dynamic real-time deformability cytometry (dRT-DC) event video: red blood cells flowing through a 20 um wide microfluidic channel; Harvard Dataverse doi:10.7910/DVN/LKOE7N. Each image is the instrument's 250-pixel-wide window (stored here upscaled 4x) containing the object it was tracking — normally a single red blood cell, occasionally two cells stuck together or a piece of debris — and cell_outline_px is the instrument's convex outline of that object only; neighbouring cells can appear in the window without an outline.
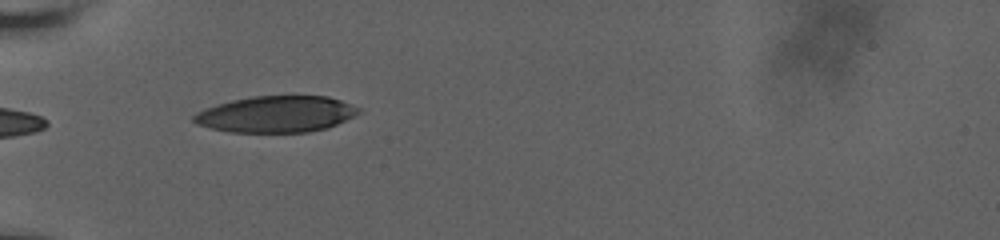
{"species": "human", "species_latin": "Homo sapiens", "temperature_condition": "room temperature", "stored_images_in_passage": 3, "camera_frame_rate_fps": 3000, "um_per_image_px": 0.085, "donor": {"sex": "male"}, "frame": {"image": 1, "passage_image": 1, "time_ms": 0.0, "image_size_px": [1000, 240], "cell_outline_px": [[360, 112], [328, 128], [308, 132], [232, 132], [212, 128], [196, 124], [192, 120], [192, 116], [196, 112], [204, 108], [216, 104], [232, 100], [252, 96], [292, 92], [328, 96], [340, 100], [360, 108]], "centroid_in_image_um": [23.48, 9.65], "position_along_channel_um": 61.5, "area_um2": 35.95}}
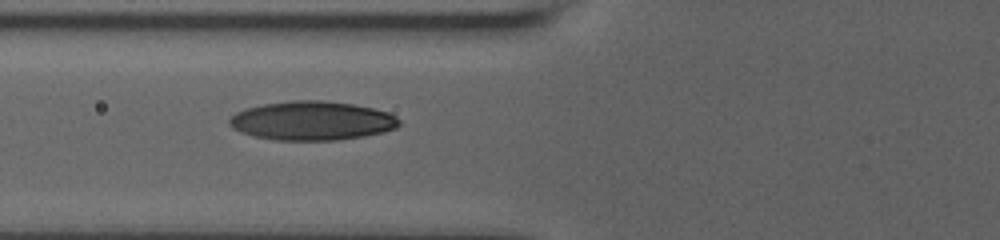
{"frame": {"image": 2, "passage_image": 2, "time_ms": 1.333, "image_size_px": [1000, 240], "cell_outline_px": [[400, 124], [396, 128], [384, 132], [364, 136], [336, 140], [276, 140], [256, 136], [240, 132], [232, 128], [228, 124], [228, 120], [236, 112], [244, 108], [264, 104], [292, 100], [324, 100], [352, 104], [372, 108], [388, 112], [396, 116], [400, 120]], "centroid_in_image_um": [26.52, 10.26], "position_along_channel_um": 99.3, "area_um2": 38.67}}
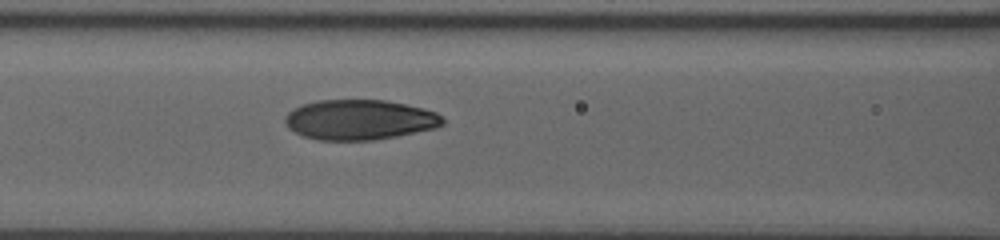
{"frame": {"image": 3, "passage_image": 3, "time_ms": 2.333, "image_size_px": [1000, 240], "cell_outline_px": [[444, 124], [436, 128], [396, 136], [372, 140], [320, 140], [304, 136], [288, 128], [284, 120], [284, 116], [292, 108], [300, 104], [316, 100], [384, 100], [424, 108], [436, 112], [444, 120]], "centroid_in_image_um": [30.53, 10.17], "position_along_channel_um": 136.1, "area_um2": 36.93}}